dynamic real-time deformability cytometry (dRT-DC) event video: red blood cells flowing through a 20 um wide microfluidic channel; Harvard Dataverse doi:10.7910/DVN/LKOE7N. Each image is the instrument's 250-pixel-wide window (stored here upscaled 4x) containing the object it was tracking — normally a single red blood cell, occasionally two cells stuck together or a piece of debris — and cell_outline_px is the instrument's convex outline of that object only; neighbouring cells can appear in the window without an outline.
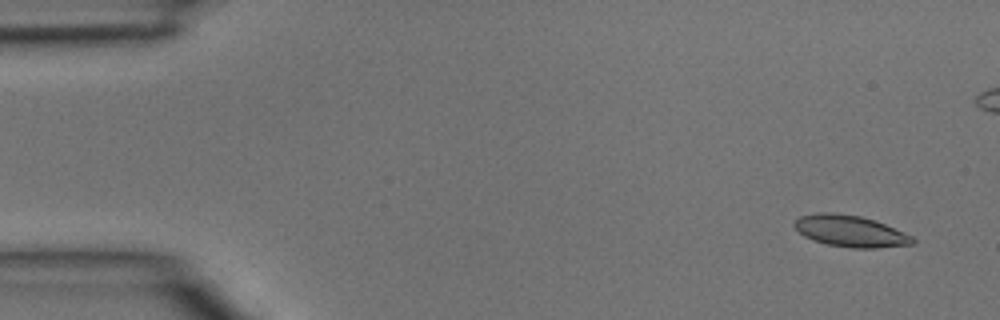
{"species": "common noctule bat (a hibernating species)", "species_latin": "Nyctalus noctula", "temperature_condition": "room temperature", "stored_images_in_passage": 6, "camera_frame_rate_fps": 3000, "um_per_image_px": 0.085, "animal": {"sex": "male", "body_mass_g": 15.6}, "frame": {"image": 1, "passage_image": 1, "time_ms": 0.0, "image_size_px": [1000, 320], "cell_outline_px": [[916, 244], [876, 248], [852, 248], [828, 244], [804, 236], [792, 224], [800, 216], [820, 212], [836, 212], [860, 216], [876, 220], [904, 232], [912, 236], [916, 240]], "centroid_in_image_um": [72.32, 19.64], "position_along_channel_um": 12.7, "area_um2": 21.73}}